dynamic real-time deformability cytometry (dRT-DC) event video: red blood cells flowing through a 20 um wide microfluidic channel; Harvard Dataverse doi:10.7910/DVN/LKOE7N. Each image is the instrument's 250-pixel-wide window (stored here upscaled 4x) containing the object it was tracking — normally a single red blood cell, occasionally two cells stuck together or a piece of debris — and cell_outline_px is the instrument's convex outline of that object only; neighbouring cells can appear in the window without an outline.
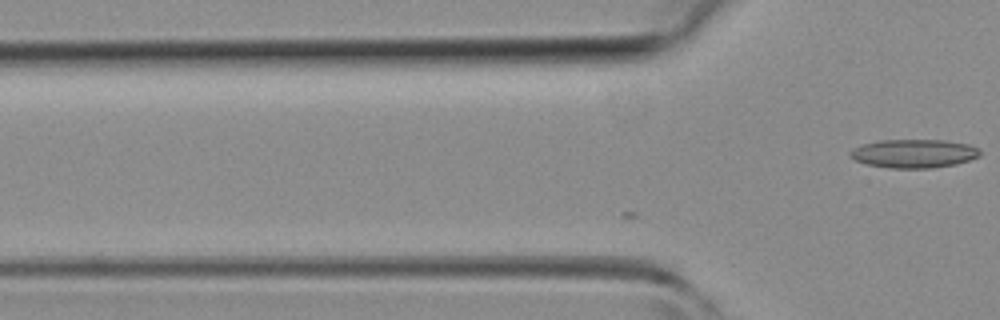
{"species": "common noctule bat (a hibernating species)", "species_latin": "Nyctalus noctula", "temperature_condition": "room temperature", "stored_images_in_passage": 3, "camera_frame_rate_fps": 3000, "um_per_image_px": 0.085, "animal": {"sex": "female", "body_mass_g": 19.3, "forearm_length_mm": 54.1}, "frame": {"image": 1, "passage_image": 3, "time_ms": 0.667, "image_size_px": [1000, 320], "cell_outline_px": [[980, 156], [956, 164], [932, 168], [892, 168], [868, 164], [856, 160], [848, 156], [848, 152], [852, 148], [860, 144], [880, 140], [948, 140], [968, 144], [980, 148]], "centroid_in_image_um": [77.67, 13.04], "position_along_channel_um": 48.1, "area_um2": 21.79}}